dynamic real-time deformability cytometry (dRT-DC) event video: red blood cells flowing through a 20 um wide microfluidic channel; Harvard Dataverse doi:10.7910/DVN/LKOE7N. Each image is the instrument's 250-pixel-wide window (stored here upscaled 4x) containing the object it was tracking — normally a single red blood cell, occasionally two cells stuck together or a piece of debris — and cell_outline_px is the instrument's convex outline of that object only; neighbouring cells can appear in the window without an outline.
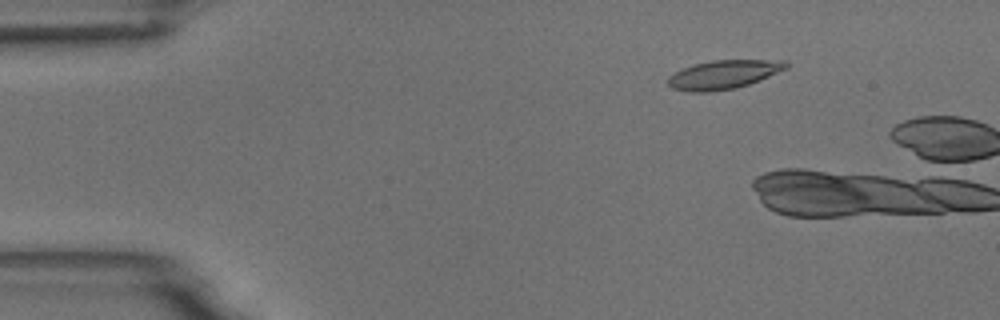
{"species": "common noctule bat (a hibernating species)", "species_latin": "Nyctalus noctula", "temperature_condition": "room temperature", "stored_images_in_passage": 3, "camera_frame_rate_fps": 3000, "um_per_image_px": 0.085, "animal": {"sex": "male", "body_mass_g": 18.8}, "frame": {"image": 1, "passage_image": 1, "time_ms": 0.0, "image_size_px": [1000, 320], "cell_outline_px": [[788, 68], [760, 80], [736, 88], [708, 92], [688, 92], [672, 88], [668, 84], [668, 76], [684, 68], [696, 64], [712, 60], [788, 60]], "centroid_in_image_um": [61.53, 6.34], "position_along_channel_um": 23.5, "area_um2": 19.77}}